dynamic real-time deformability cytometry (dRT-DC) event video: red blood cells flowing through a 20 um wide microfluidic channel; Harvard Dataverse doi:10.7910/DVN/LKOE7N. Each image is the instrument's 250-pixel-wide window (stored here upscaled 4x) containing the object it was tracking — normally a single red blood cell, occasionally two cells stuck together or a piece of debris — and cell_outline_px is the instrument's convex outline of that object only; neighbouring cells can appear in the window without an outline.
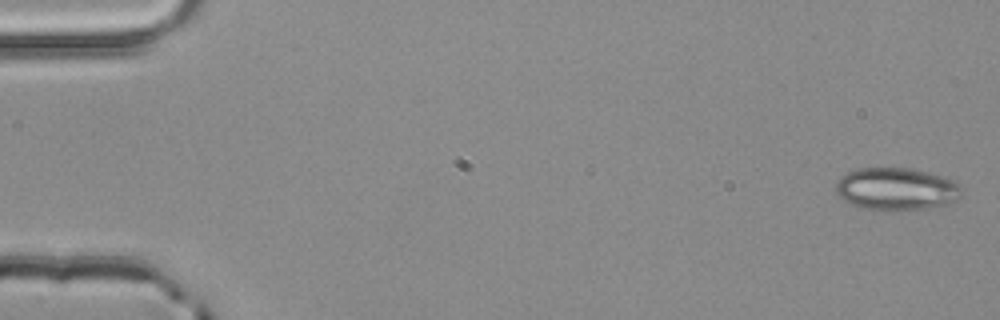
{"species": "common noctule bat (a hibernating species)", "species_latin": "Nyctalus noctula", "temperature_condition": "room temperature", "stored_images_in_passage": 3, "camera_frame_rate_fps": 3000, "um_per_image_px": 0.085, "animal": {"sex": "male", "body_mass_g": 20.4}, "frame": {"image": 1, "passage_image": 3, "time_ms": 0.667, "image_size_px": [1000, 320], "cell_outline_px": [[964, 192], [956, 200], [948, 204], [928, 208], [884, 212], [860, 208], [844, 200], [836, 192], [836, 184], [840, 176], [848, 172], [860, 168], [908, 168], [940, 176], [952, 180]], "centroid_in_image_um": [76.16, 16.09], "position_along_channel_um": 8.8, "area_um2": 31.27}}